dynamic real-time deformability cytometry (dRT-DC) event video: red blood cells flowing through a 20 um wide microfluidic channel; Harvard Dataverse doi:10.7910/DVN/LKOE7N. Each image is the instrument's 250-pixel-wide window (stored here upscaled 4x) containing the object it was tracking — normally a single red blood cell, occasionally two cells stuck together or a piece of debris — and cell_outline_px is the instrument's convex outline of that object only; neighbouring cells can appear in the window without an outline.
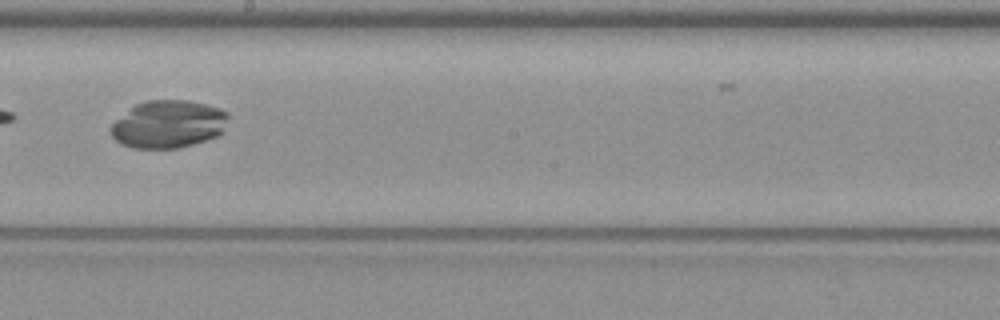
{"species": "common noctule bat (a hibernating species)", "species_latin": "Nyctalus noctula", "temperature_condition": "warm", "stored_images_in_passage": 7, "camera_frame_rate_fps": 3000, "um_per_image_px": 0.085, "animal": {"sex": "female", "body_mass_g": 19.3, "forearm_length_mm": 54.1}, "frame": {"image": 1, "passage_image": 5, "time_ms": 4.667, "image_size_px": [1000, 320], "cell_outline_px": [[228, 116], [220, 132], [216, 136], [192, 144], [176, 148], [132, 148], [120, 144], [112, 136], [108, 128], [116, 120], [136, 104], [144, 100], [188, 100], [204, 104], [228, 112]], "centroid_in_image_um": [14.24, 10.55], "position_along_channel_um": 234.0, "area_um2": 32.25}}
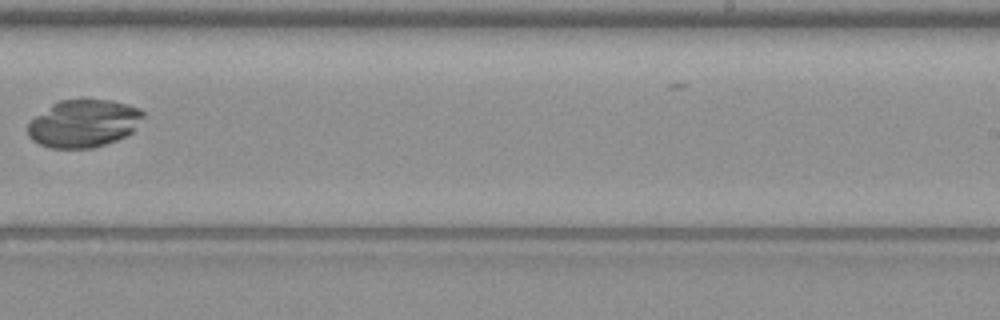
{"frame": {"image": 2, "passage_image": 6, "time_ms": 6.0, "image_size_px": [1000, 320], "cell_outline_px": [[144, 116], [132, 132], [116, 140], [92, 148], [52, 148], [40, 144], [32, 140], [28, 136], [28, 124], [36, 116], [52, 104], [60, 100], [112, 100], [128, 104], [140, 108], [144, 112]], "centroid_in_image_um": [7.12, 10.49], "position_along_channel_um": 281.9, "area_um2": 31.79}}